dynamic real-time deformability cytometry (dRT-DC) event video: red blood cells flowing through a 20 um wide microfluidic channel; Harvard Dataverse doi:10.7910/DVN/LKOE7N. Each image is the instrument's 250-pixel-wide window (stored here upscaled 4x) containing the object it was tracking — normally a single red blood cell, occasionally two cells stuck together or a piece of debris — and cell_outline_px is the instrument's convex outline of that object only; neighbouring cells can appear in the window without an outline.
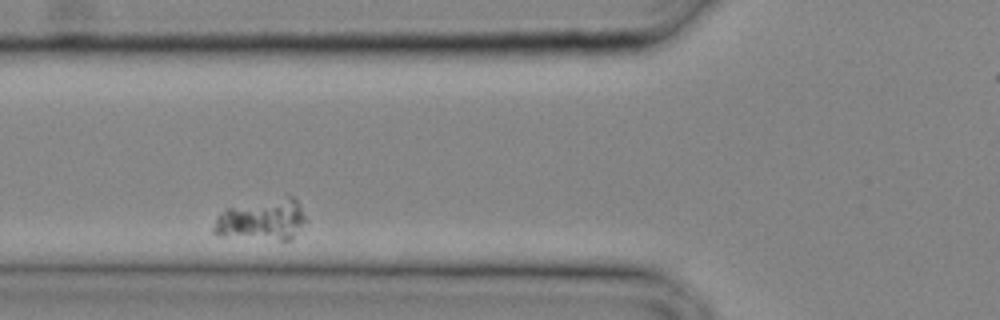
{"species": "common noctule bat (a hibernating species)", "species_latin": "Nyctalus noctula", "temperature_condition": "cold", "stored_images_in_passage": 25, "camera_frame_rate_fps": 3000, "um_per_image_px": 0.085, "animal": {"sex": "male", "body_mass_g": 20.4}, "frame": {"image": 1, "passage_image": 4, "time_ms": 1.0, "image_size_px": [1000, 320], "cell_outline_px": [[308, 220], [288, 240], [280, 240], [224, 236], [212, 232], [212, 228], [216, 216], [228, 208], [288, 192], [296, 200]], "centroid_in_image_um": [22.29, 18.62], "position_along_channel_um": 103.5, "area_um2": 22.66}}